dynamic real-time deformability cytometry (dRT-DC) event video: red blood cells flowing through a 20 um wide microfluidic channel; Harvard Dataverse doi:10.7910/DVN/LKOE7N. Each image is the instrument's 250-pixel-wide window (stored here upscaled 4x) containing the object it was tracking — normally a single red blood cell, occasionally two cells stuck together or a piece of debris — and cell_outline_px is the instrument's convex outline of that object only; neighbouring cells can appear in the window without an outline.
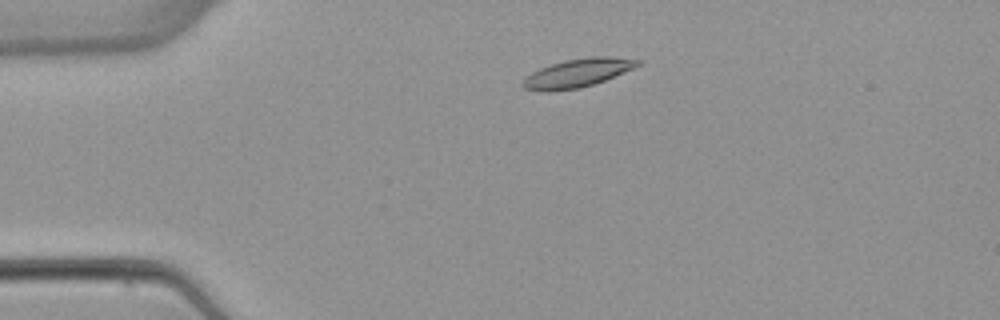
{"species": "common noctule bat (a hibernating species)", "species_latin": "Nyctalus noctula", "temperature_condition": "warm", "stored_images_in_passage": 3, "camera_frame_rate_fps": 3000, "um_per_image_px": 0.085, "animal": {"sex": "female", "body_mass_g": 22.7, "forearm_length_mm": 54.2}, "frame": {"image": 1, "passage_image": 2, "time_ms": 1.0, "image_size_px": [1000, 320], "cell_outline_px": [[640, 64], [632, 68], [604, 80], [580, 88], [552, 92], [544, 92], [524, 88], [520, 84], [532, 72], [540, 68], [564, 60], [592, 56], [612, 56], [640, 60]], "centroid_in_image_um": [49.05, 6.21], "position_along_channel_um": 36.0, "area_um2": 18.9}}